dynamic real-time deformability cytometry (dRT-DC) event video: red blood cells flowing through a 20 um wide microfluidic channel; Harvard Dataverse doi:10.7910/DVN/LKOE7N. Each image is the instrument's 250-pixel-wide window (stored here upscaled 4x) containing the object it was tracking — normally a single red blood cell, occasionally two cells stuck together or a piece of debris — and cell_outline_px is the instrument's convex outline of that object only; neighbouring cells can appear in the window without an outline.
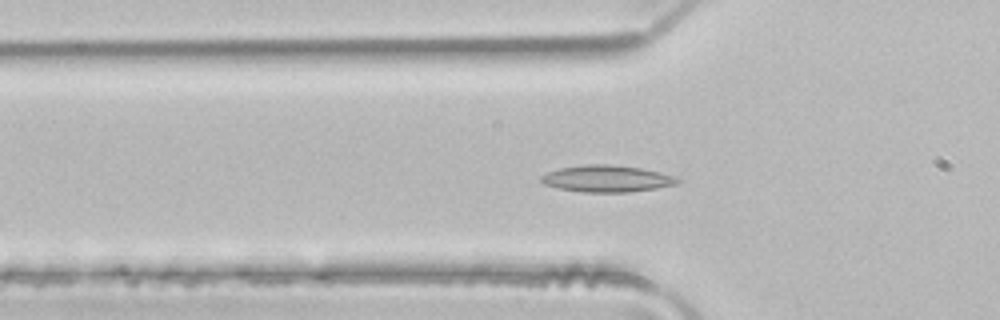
{"species": "common noctule bat (a hibernating species)", "species_latin": "Nyctalus noctula", "temperature_condition": "room temperature", "stored_images_in_passage": 43, "camera_frame_rate_fps": 3000, "um_per_image_px": 0.085, "animal": {"sex": "male", "body_mass_g": 21.5, "forearm_length_mm": 52.0}, "frame": {"image": 1, "passage_image": 10, "time_ms": 3.0, "image_size_px": [1000, 320], "cell_outline_px": [[680, 180], [676, 184], [656, 188], [628, 192], [580, 192], [560, 188], [544, 184], [540, 180], [540, 176], [548, 172], [560, 168], [584, 164], [612, 164], [640, 168], [660, 172], [676, 176]], "centroid_in_image_um": [51.58, 15.18], "position_along_channel_um": 74.2, "area_um2": 21.21}}
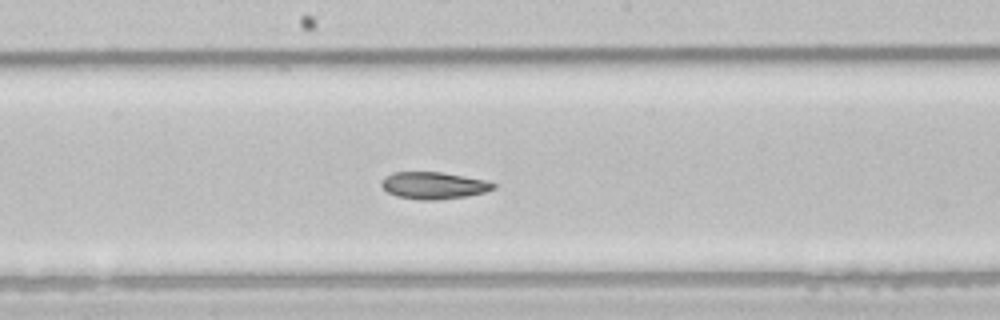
{"frame": {"image": 2, "passage_image": 20, "time_ms": 6.333, "image_size_px": [1000, 320], "cell_outline_px": [[496, 188], [484, 192], [468, 196], [436, 200], [420, 200], [396, 196], [388, 192], [380, 184], [380, 180], [384, 176], [392, 172], [440, 172], [484, 180], [496, 184]], "centroid_in_image_um": [36.82, 15.77], "position_along_channel_um": 211.4, "area_um2": 17.63}}
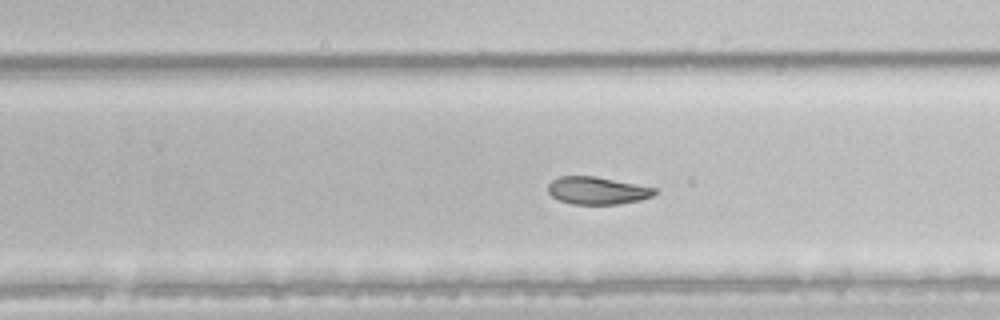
{"frame": {"image": 3, "passage_image": 25, "time_ms": 8.0, "image_size_px": [1000, 320], "cell_outline_px": [[660, 192], [652, 196], [640, 200], [620, 204], [572, 204], [560, 200], [552, 196], [548, 192], [548, 184], [552, 180], [560, 176], [596, 176], [656, 188]], "centroid_in_image_um": [50.79, 16.2], "position_along_channel_um": 279.0, "area_um2": 17.17}, "authors_computed_cell_mechanics": {"area_um2": 20.23, "velocity_mm_per_s": 4.0878, "shape_relaxation_time_tau1_ms": null, "shape_relaxation_time_tau2_ms": 4.1014, "deformation_change_tau1": null, "deformation_change_tau2": 0.0878}}